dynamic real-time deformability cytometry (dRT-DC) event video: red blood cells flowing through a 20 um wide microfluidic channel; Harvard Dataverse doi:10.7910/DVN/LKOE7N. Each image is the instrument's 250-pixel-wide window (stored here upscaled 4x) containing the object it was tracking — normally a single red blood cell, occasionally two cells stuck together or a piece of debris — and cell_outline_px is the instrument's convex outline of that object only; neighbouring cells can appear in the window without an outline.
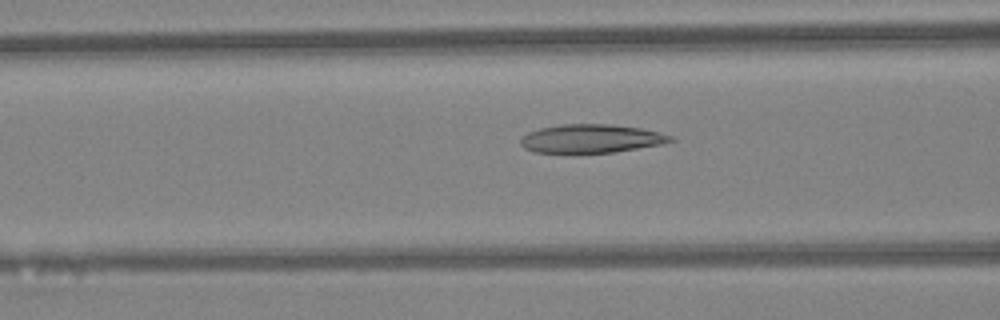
{"species": "Egyptian fruit bat (a non-hibernating species)", "species_latin": "Rousettus aegyptiacus", "temperature_condition": "warm", "stored_images_in_passage": 45, "camera_frame_rate_fps": 3000, "um_per_image_px": 0.085, "animal": {"sex": "female"}, "frame": {"image": 1, "passage_image": 18, "time_ms": 5.667, "image_size_px": [1000, 320], "cell_outline_px": [[676, 140], [660, 144], [612, 152], [536, 152], [524, 148], [520, 144], [520, 140], [528, 132], [540, 128], [560, 124], [612, 124], [640, 128], [672, 136]], "centroid_in_image_um": [50.22, 11.77], "position_along_channel_um": 116.4, "area_um2": 24.51}}
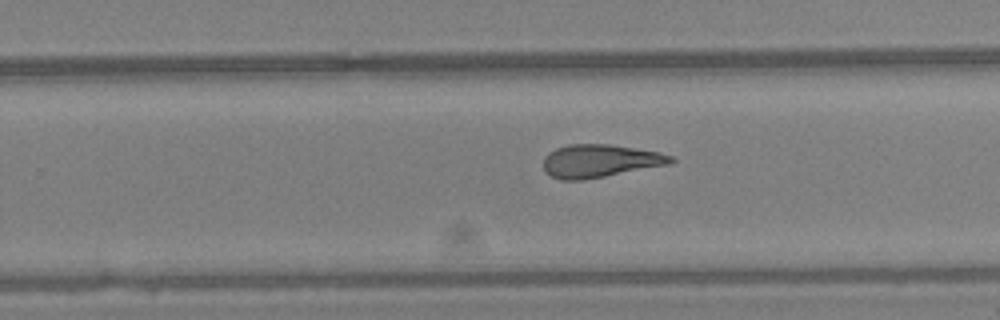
{"frame": {"image": 2, "passage_image": 29, "time_ms": 9.333, "image_size_px": [1000, 320], "cell_outline_px": [[676, 160], [668, 164], [604, 176], [580, 180], [560, 180], [552, 176], [544, 168], [544, 156], [548, 152], [556, 148], [568, 144], [608, 144], [660, 152], [672, 156]], "centroid_in_image_um": [50.97, 13.66], "position_along_channel_um": 278.8, "area_um2": 24.16}}
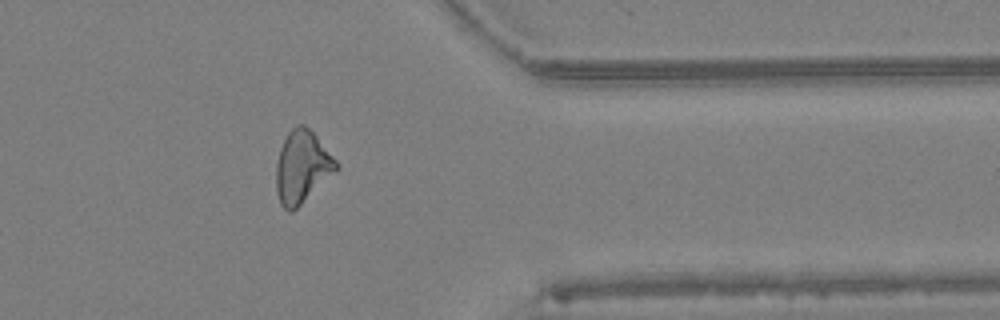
{"frame": {"image": 3, "passage_image": 37, "time_ms": 12.0, "image_size_px": [1000, 320], "cell_outline_px": [[340, 168], [292, 212], [288, 212], [280, 204], [276, 192], [276, 164], [280, 148], [288, 132], [296, 124], [304, 124], [316, 136], [340, 164]], "centroid_in_image_um": [25.67, 14.19], "position_along_channel_um": 385.7, "area_um2": 25.32}, "authors_computed_cell_mechanics": {"area_um2": 25.143, "velocity_mm_per_s": 4.4497, "shape_relaxation_time_tau1_ms": null, "shape_relaxation_time_tau2_ms": 3.0608, "deformation_change_tau1": null, "deformation_change_tau2": 0.1387}}